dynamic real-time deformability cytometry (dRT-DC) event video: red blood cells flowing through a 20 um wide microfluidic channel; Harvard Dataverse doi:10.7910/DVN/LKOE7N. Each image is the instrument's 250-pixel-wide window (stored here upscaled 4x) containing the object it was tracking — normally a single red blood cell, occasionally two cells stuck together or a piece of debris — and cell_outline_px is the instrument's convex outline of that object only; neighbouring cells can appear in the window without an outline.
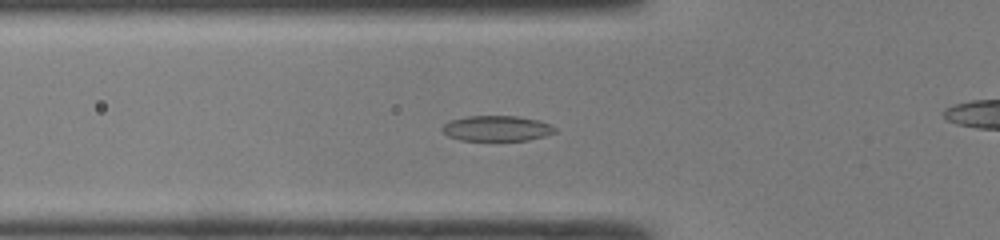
{"species": "common noctule bat (a hibernating species)", "species_latin": "Nyctalus noctula", "temperature_condition": "room temperature", "stored_images_in_passage": 48, "camera_frame_rate_fps": 3000, "um_per_image_px": 0.085, "animal": {"sex": "male", "body_mass_g": 19.0, "forearm_length_mm": 50.8}, "frame": {"image": 1, "passage_image": 16, "time_ms": 5.0, "image_size_px": [1000, 240], "cell_outline_px": [[556, 132], [544, 136], [528, 140], [460, 140], [448, 136], [440, 128], [448, 120], [468, 116], [516, 116], [540, 120], [552, 124], [556, 128]], "centroid_in_image_um": [42.23, 10.9], "position_along_channel_um": 83.6, "area_um2": 16.82}}
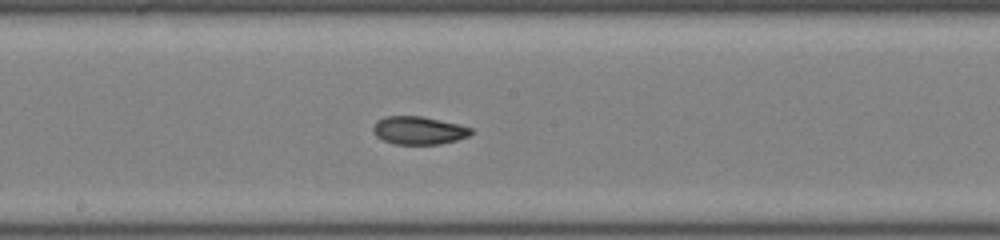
{"frame": {"image": 2, "passage_image": 25, "time_ms": 8.0, "image_size_px": [1000, 240], "cell_outline_px": [[472, 132], [468, 136], [456, 140], [440, 144], [396, 144], [384, 140], [376, 136], [372, 132], [372, 128], [376, 120], [384, 116], [420, 116], [456, 124], [472, 128]], "centroid_in_image_um": [35.53, 11.08], "position_along_channel_um": 212.7, "area_um2": 15.84}}
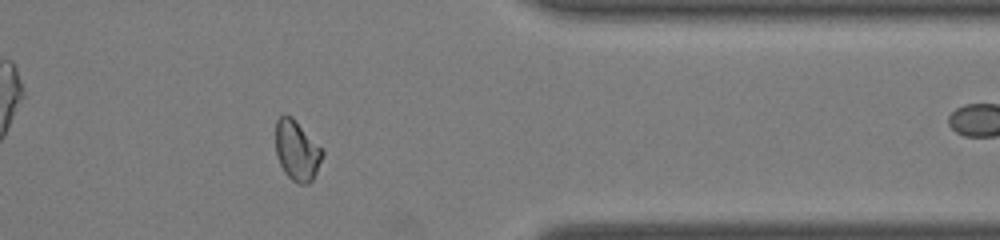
{"frame": {"image": 3, "passage_image": 38, "time_ms": 12.333, "image_size_px": [1000, 240], "cell_outline_px": [[324, 156], [312, 180], [308, 184], [300, 184], [292, 180], [284, 172], [280, 164], [276, 152], [276, 120], [284, 112], [292, 116], [324, 148]], "centroid_in_image_um": [25.26, 12.76], "position_along_channel_um": 386.1, "area_um2": 16.76}, "authors_computed_cell_mechanics": {"area_um2": 16.7042, "velocity_mm_per_s": 4.3004, "shape_relaxation_time_tau1_ms": 4.7491, "shape_relaxation_time_tau2_ms": 2.7936, "deformation_change_tau1": 0.1533, "deformation_change_tau2": 0.0697}}